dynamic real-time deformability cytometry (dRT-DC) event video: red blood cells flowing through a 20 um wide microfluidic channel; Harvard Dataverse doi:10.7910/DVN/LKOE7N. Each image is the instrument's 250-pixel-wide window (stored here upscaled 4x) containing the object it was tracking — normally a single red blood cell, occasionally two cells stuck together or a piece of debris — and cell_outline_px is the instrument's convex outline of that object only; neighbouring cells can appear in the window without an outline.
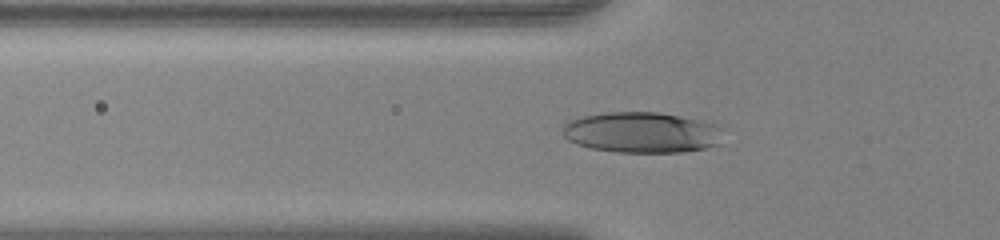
{"species": "human", "species_latin": "Homo sapiens", "temperature_condition": "warm", "stored_images_in_passage": 43, "camera_frame_rate_fps": 3000, "um_per_image_px": 0.085, "donor": {"sex": "female"}, "frame": {"image": 1, "passage_image": 10, "time_ms": 3.0, "image_size_px": [1000, 240], "cell_outline_px": [[728, 128], [720, 144], [708, 148], [684, 152], [616, 152], [592, 148], [576, 144], [568, 140], [564, 136], [564, 124], [572, 120], [584, 116], [608, 112], [660, 112], [712, 120], [728, 124]], "centroid_in_image_um": [54.8, 11.24], "position_along_channel_um": 71.0, "area_um2": 39.48}}
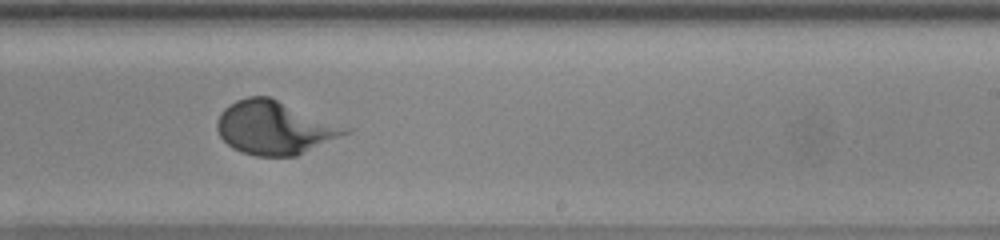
{"frame": {"image": 2, "passage_image": 25, "time_ms": 8.0, "image_size_px": [1000, 240], "cell_outline_px": [[352, 132], [296, 156], [256, 156], [240, 152], [232, 148], [220, 136], [216, 128], [216, 120], [220, 112], [224, 108], [236, 100], [248, 96], [268, 96], [352, 128]], "centroid_in_image_um": [23.34, 10.86], "position_along_channel_um": 265.7, "area_um2": 40.06}}
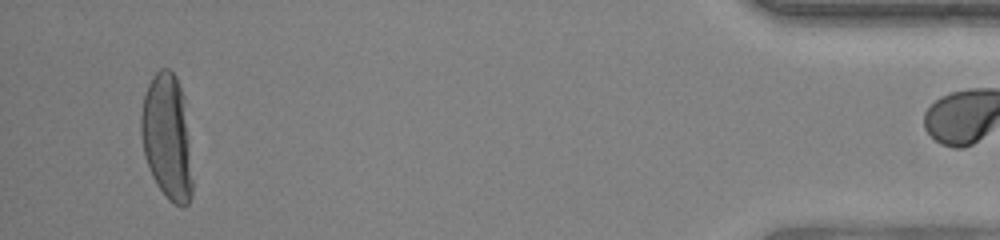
{"frame": {"image": 3, "passage_image": 42, "time_ms": 13.667, "image_size_px": [1000, 240], "cell_outline_px": [[192, 196], [188, 204], [184, 208], [168, 200], [156, 184], [152, 176], [144, 156], [140, 132], [140, 116], [144, 96], [148, 84], [152, 76], [160, 68], [168, 68], [176, 76], [184, 100], [192, 180]], "centroid_in_image_um": [14.18, 11.67], "position_along_channel_um": 421.0, "area_um2": 37.51}}